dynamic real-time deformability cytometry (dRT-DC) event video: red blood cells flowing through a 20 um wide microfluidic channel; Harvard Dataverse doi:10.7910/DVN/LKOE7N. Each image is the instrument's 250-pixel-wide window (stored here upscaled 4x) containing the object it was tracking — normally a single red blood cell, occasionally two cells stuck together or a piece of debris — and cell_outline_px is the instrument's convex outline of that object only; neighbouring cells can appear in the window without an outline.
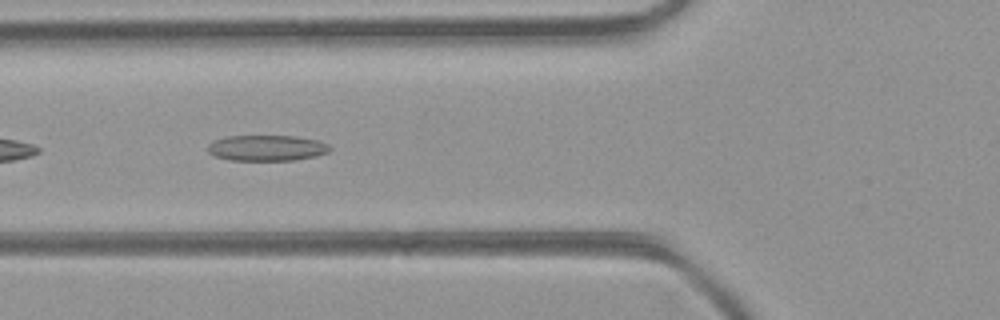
{"species": "common noctule bat (a hibernating species)", "species_latin": "Nyctalus noctula", "temperature_condition": "room temperature", "stored_images_in_passage": 33, "camera_frame_rate_fps": 3000, "um_per_image_px": 0.085, "animal": {"sex": "female", "body_mass_g": 21.9}, "frame": {"image": 1, "passage_image": 4, "time_ms": 1.0, "image_size_px": [1000, 320], "cell_outline_px": [[332, 148], [328, 152], [316, 156], [292, 160], [232, 160], [216, 156], [208, 152], [208, 144], [212, 140], [228, 136], [296, 136], [320, 140], [328, 144]], "centroid_in_image_um": [22.7, 12.57], "position_along_channel_um": 103.1, "area_um2": 18.38}}
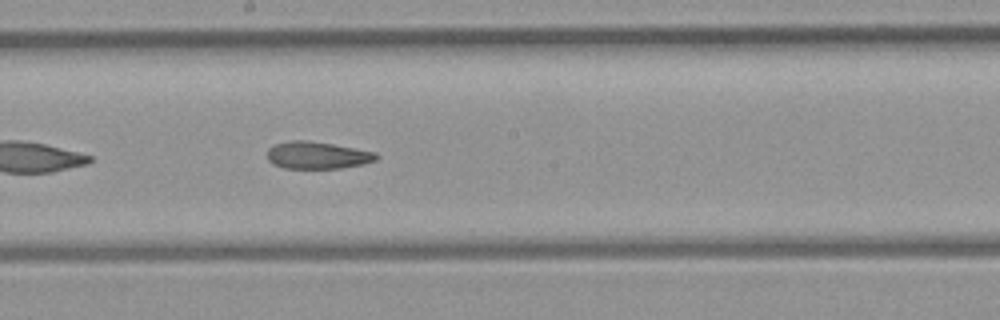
{"frame": {"image": 2, "passage_image": 12, "time_ms": 3.667, "image_size_px": [1000, 320], "cell_outline_px": [[380, 156], [376, 160], [360, 164], [340, 168], [284, 168], [272, 164], [268, 160], [268, 148], [276, 144], [292, 140], [308, 140], [332, 144], [376, 152]], "centroid_in_image_um": [26.96, 13.19], "position_along_channel_um": 221.2, "area_um2": 17.17}}
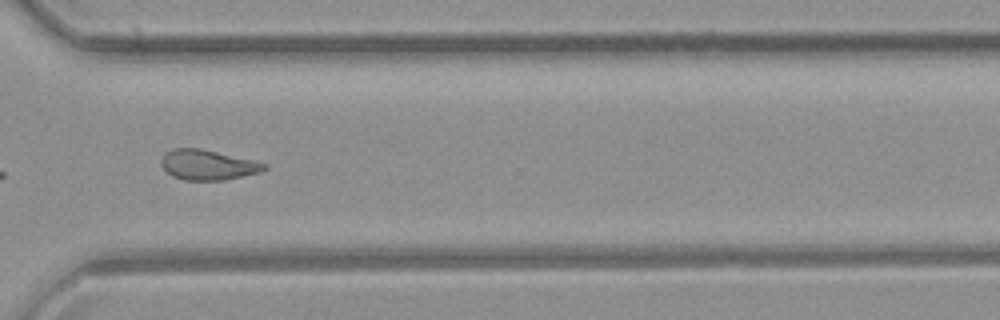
{"frame": {"image": 3, "passage_image": 21, "time_ms": 6.667, "image_size_px": [1000, 320], "cell_outline_px": [[268, 168], [260, 172], [224, 180], [184, 180], [172, 176], [160, 164], [160, 160], [164, 152], [172, 148], [200, 148], [252, 160], [268, 164]], "centroid_in_image_um": [17.63, 14.01], "position_along_channel_um": 353.0, "area_um2": 18.09}, "authors_computed_cell_mechanics": {"area_um2": 18.1492, "velocity_mm_per_s": 4.4071, "shape_relaxation_time_tau1_ms": null, "shape_relaxation_time_tau2_ms": 6.1124, "deformation_change_tau1": null, "deformation_change_tau2": 0.1666}}